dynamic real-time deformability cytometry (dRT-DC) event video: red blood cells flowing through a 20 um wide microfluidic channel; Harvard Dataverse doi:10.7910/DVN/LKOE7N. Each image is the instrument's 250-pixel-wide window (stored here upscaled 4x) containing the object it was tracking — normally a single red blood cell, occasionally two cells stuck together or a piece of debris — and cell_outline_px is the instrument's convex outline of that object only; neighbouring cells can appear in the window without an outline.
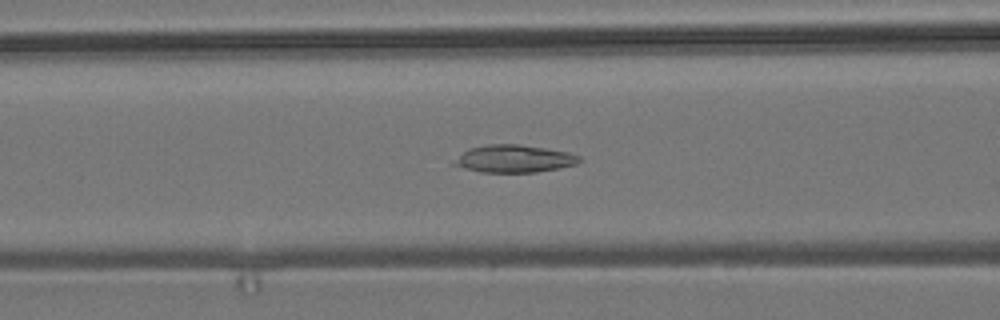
{"species": "common noctule bat (a hibernating species)", "species_latin": "Nyctalus noctula", "temperature_condition": "room temperature", "stored_images_in_passage": 42, "camera_frame_rate_fps": 3000, "um_per_image_px": 0.085, "animal": {"sex": "male", "body_mass_g": 19.2, "forearm_length_mm": 51.8}, "frame": {"image": 1, "passage_image": 16, "time_ms": 5.0, "image_size_px": [1000, 320], "cell_outline_px": [[584, 160], [576, 164], [560, 168], [536, 172], [480, 172], [464, 168], [452, 164], [464, 152], [472, 148], [488, 144], [516, 144], [544, 148], [568, 152], [580, 156]], "centroid_in_image_um": [43.76, 13.5], "position_along_channel_um": 122.8, "area_um2": 19.83}}
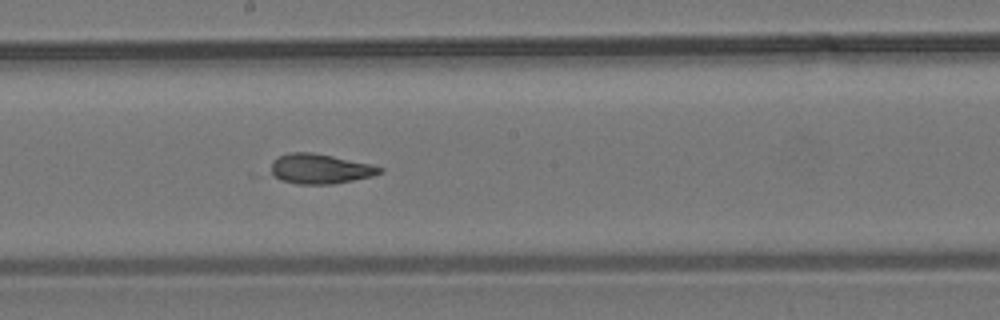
{"frame": {"image": 2, "passage_image": 24, "time_ms": 7.667, "image_size_px": [1000, 320], "cell_outline_px": [[384, 172], [372, 176], [332, 184], [296, 184], [280, 180], [272, 172], [272, 160], [288, 152], [312, 152], [372, 164], [384, 168]], "centroid_in_image_um": [27.23, 14.35], "position_along_channel_um": 221.0, "area_um2": 18.9}}
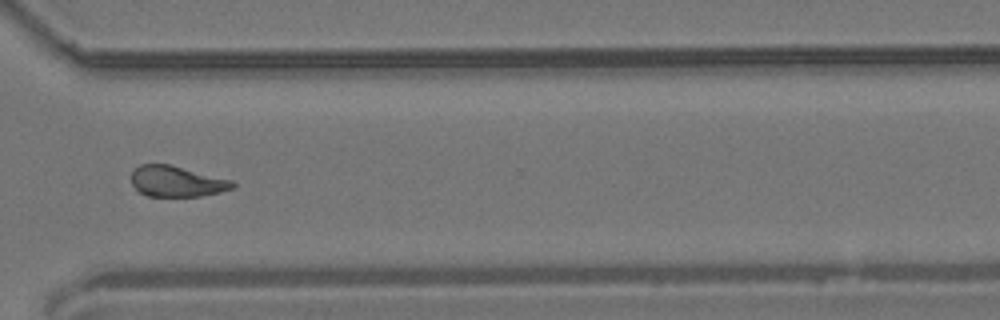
{"frame": {"image": 3, "passage_image": 35, "time_ms": 11.333, "image_size_px": [1000, 320], "cell_outline_px": [[236, 188], [220, 192], [200, 196], [148, 196], [136, 192], [132, 184], [132, 172], [140, 164], [168, 164], [236, 180]], "centroid_in_image_um": [15.07, 15.42], "position_along_channel_um": 355.5, "area_um2": 18.5}, "authors_computed_cell_mechanics": {"area_um2": 18.8717, "velocity_mm_per_s": 3.6783, "shape_relaxation_time_tau1_ms": null, "shape_relaxation_time_tau2_ms": 3.0854, "deformation_change_tau1": null, "deformation_change_tau2": 0.1039}}